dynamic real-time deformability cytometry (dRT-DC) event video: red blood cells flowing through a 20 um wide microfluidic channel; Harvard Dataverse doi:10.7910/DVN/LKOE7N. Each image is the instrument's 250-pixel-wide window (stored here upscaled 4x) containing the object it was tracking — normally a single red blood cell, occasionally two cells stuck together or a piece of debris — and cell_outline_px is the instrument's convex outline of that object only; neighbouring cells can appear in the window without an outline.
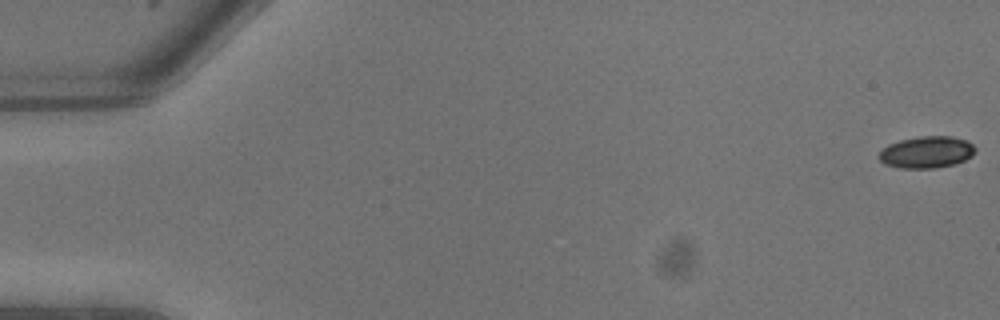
{"species": "common noctule bat (a hibernating species)", "species_latin": "Nyctalus noctula", "temperature_condition": "warm", "stored_images_in_passage": 11, "camera_frame_rate_fps": 3000, "um_per_image_px": 0.085, "animal": {"sex": "male", "body_mass_g": 13.3}, "frame": {"image": 1, "passage_image": 1, "time_ms": 0.0, "image_size_px": [1000, 320], "cell_outline_px": [[976, 148], [972, 156], [956, 164], [936, 168], [900, 168], [884, 164], [876, 156], [888, 144], [900, 140], [920, 136], [952, 136], [964, 140], [972, 144]], "centroid_in_image_um": [78.74, 12.94], "position_along_channel_um": 6.3, "area_um2": 17.92}}
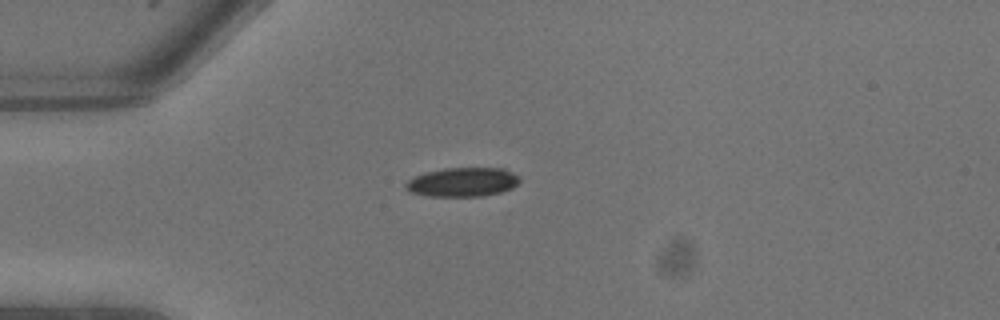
{"frame": {"image": 2, "passage_image": 7, "time_ms": 2.0, "image_size_px": [1000, 320], "cell_outline_px": [[520, 180], [512, 188], [500, 192], [484, 196], [428, 196], [412, 192], [404, 188], [404, 184], [408, 180], [424, 172], [444, 168], [504, 168], [520, 176]], "centroid_in_image_um": [39.32, 15.47], "position_along_channel_um": 45.7, "area_um2": 19.36}}